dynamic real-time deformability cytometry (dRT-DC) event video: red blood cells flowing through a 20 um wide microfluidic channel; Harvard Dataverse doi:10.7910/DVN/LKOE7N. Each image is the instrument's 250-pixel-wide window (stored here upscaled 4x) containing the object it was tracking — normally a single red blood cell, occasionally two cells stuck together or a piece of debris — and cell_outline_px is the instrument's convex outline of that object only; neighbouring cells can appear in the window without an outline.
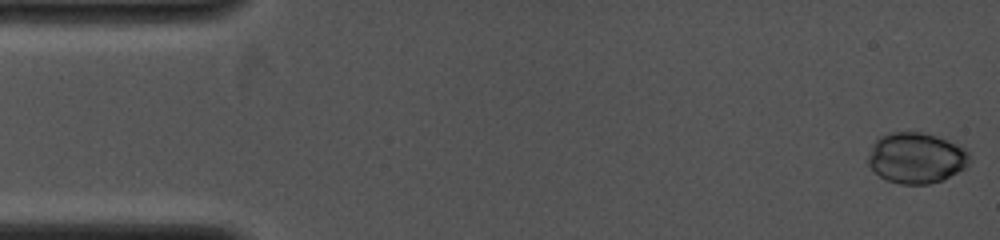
{"species": "common noctule bat (a hibernating species)", "species_latin": "Nyctalus noctula", "temperature_condition": "cold", "stored_images_in_passage": 12, "camera_frame_rate_fps": 4000, "um_per_image_px": 0.085, "animal": {"sex": "female", "body_mass_g": 19.0, "forearm_length_mm": 53.3}, "frame": {"image": 1, "passage_image": 1, "time_ms": 0.0, "image_size_px": [1000, 240], "cell_outline_px": [[968, 168], [944, 180], [928, 184], [900, 184], [888, 180], [880, 176], [868, 164], [868, 156], [872, 144], [880, 136], [888, 132], [924, 132], [936, 136], [956, 144], [964, 148], [968, 152]], "centroid_in_image_um": [77.89, 13.43], "position_along_channel_um": 7.1, "area_um2": 30.11}}
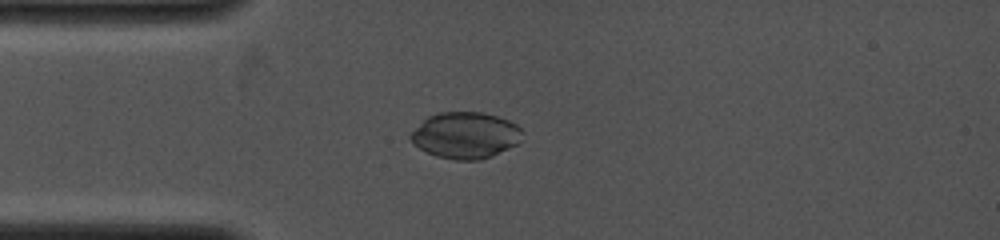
{"frame": {"image": 2, "passage_image": 11, "time_ms": 3.5, "image_size_px": [1000, 240], "cell_outline_px": [[524, 132], [520, 144], [492, 156], [480, 160], [456, 160], [436, 156], [420, 148], [408, 136], [428, 116], [440, 112], [480, 112], [496, 116], [508, 120], [516, 124]], "centroid_in_image_um": [39.62, 11.51], "position_along_channel_um": 45.4, "area_um2": 30.17}}